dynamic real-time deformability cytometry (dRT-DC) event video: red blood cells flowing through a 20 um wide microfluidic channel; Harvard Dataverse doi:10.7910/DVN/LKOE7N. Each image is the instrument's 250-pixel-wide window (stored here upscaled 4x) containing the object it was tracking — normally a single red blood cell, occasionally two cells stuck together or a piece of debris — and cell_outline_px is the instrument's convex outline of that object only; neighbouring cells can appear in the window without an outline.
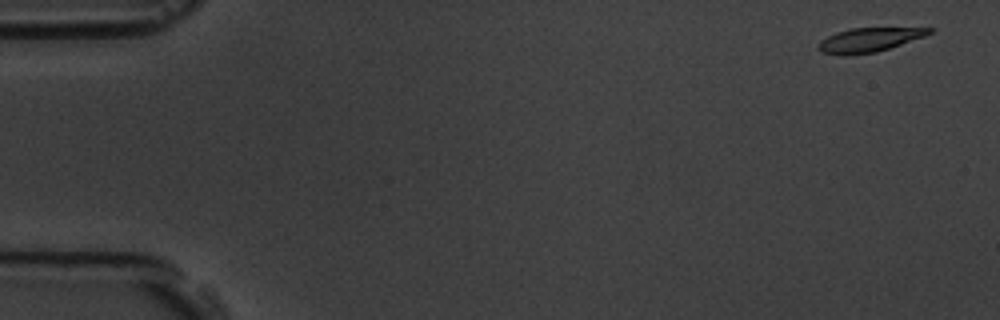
{"species": "common noctule bat (a hibernating species)", "species_latin": "Nyctalus noctula", "temperature_condition": "room temperature", "stored_images_in_passage": 10, "camera_frame_rate_fps": 3000, "um_per_image_px": 0.085, "animal": {"sex": "male", "body_mass_g": 19.5, "forearm_length_mm": 54.6}, "frame": {"image": 1, "passage_image": 1, "time_ms": 0.0, "image_size_px": [1000, 320], "cell_outline_px": [[936, 28], [932, 32], [924, 36], [876, 52], [844, 56], [840, 56], [820, 52], [816, 48], [816, 44], [820, 40], [836, 32], [852, 28]], "centroid_in_image_um": [73.78, 3.4], "position_along_channel_um": 11.2, "area_um2": 15.61}}
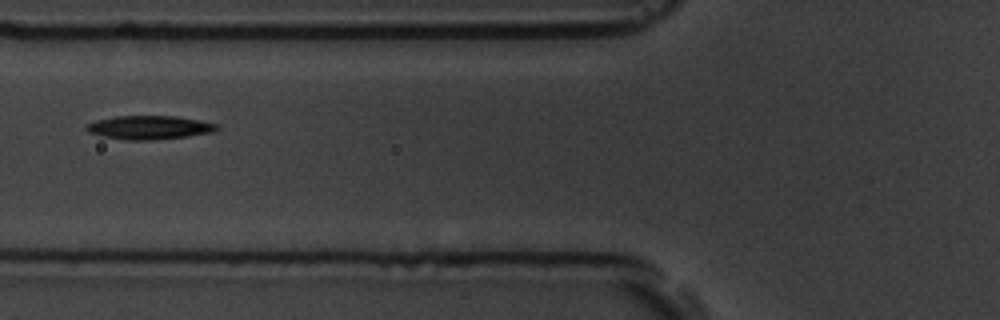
{"frame": {"image": 2, "passage_image": 6, "time_ms": 6.667, "image_size_px": [1000, 320], "cell_outline_px": [[220, 128], [212, 132], [188, 136], [152, 140], [124, 140], [100, 136], [88, 132], [84, 128], [84, 124], [96, 120], [116, 116], [176, 116], [200, 120], [220, 124]], "centroid_in_image_um": [12.67, 10.83], "position_along_channel_um": 113.1, "area_um2": 18.26}}
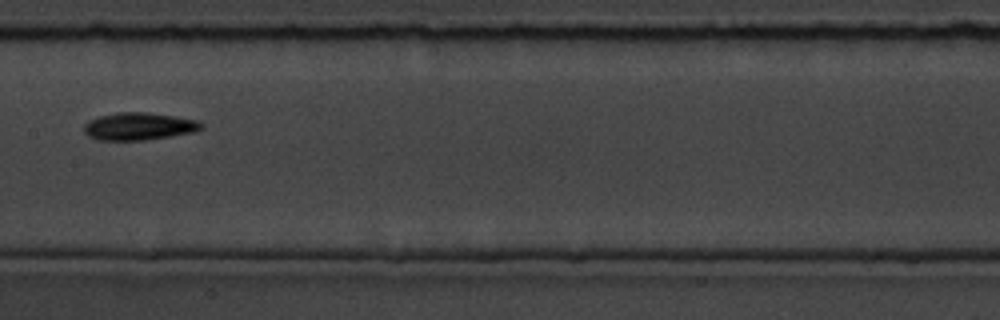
{"frame": {"image": 3, "passage_image": 8, "time_ms": 9.0, "image_size_px": [1000, 320], "cell_outline_px": [[204, 128], [196, 132], [172, 136], [144, 140], [96, 140], [88, 136], [84, 132], [84, 124], [88, 120], [100, 116], [120, 112], [144, 112], [200, 120], [204, 124]], "centroid_in_image_um": [11.84, 10.75], "position_along_channel_um": 195.6, "area_um2": 18.96}}